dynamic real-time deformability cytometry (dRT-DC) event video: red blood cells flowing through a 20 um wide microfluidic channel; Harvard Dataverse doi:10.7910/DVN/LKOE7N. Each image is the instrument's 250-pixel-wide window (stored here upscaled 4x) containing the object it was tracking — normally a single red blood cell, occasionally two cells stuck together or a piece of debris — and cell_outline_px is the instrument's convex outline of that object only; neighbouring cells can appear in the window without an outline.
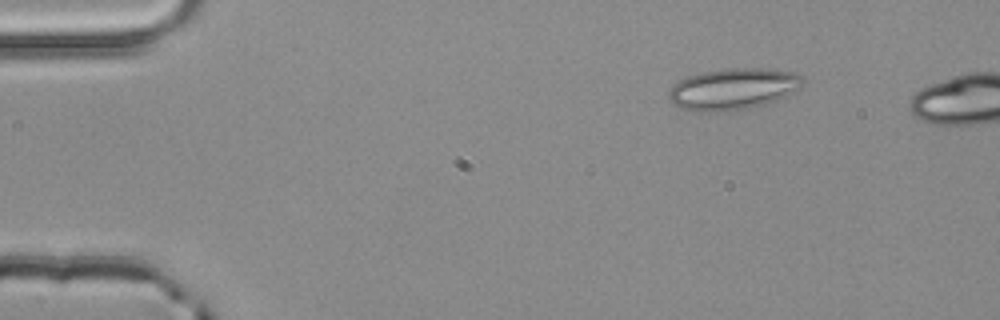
{"species": "common noctule bat (a hibernating species)", "species_latin": "Nyctalus noctula", "temperature_condition": "room temperature", "stored_images_in_passage": 3, "camera_frame_rate_fps": 3000, "um_per_image_px": 0.085, "animal": {"sex": "male", "body_mass_g": 20.4}, "frame": {"image": 1, "passage_image": 1, "time_ms": 0.0, "image_size_px": [1000, 320], "cell_outline_px": [[804, 80], [800, 88], [788, 96], [764, 104], [748, 108], [724, 112], [692, 112], [680, 108], [672, 104], [668, 100], [668, 92], [672, 84], [688, 76], [704, 72], [728, 68], [760, 68], [796, 72]], "centroid_in_image_um": [62.28, 7.58], "position_along_channel_um": 22.7, "area_um2": 32.77}}